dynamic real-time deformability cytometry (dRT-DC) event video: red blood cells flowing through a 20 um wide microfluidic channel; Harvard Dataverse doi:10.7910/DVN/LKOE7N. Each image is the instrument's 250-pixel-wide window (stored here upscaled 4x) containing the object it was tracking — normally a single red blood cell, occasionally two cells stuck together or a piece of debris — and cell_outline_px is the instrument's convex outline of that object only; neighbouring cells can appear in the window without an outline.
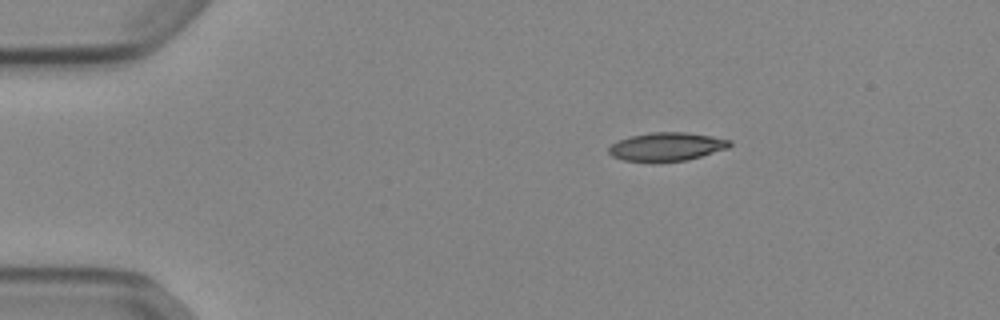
{"species": "Egyptian fruit bat (a non-hibernating species)", "species_latin": "Rousettus aegyptiacus", "temperature_condition": "cold", "stored_images_in_passage": 44, "camera_frame_rate_fps": 3000, "um_per_image_px": 0.085, "animal": {"sex": "female"}, "frame": {"image": 1, "passage_image": 1, "time_ms": 0.0, "image_size_px": [1000, 320], "cell_outline_px": [[732, 144], [728, 148], [688, 160], [656, 164], [624, 160], [612, 156], [608, 152], [608, 148], [616, 140], [628, 136], [652, 132], [688, 132], [712, 136], [732, 140]], "centroid_in_image_um": [56.64, 12.49], "position_along_channel_um": 28.4, "area_um2": 20.75}}
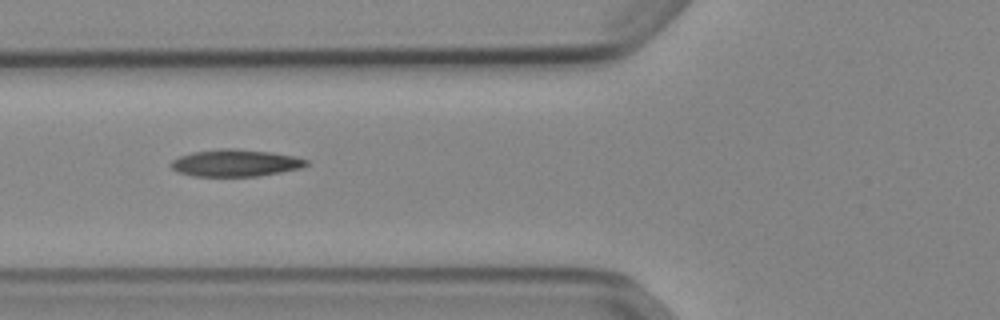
{"frame": {"image": 2, "passage_image": 12, "time_ms": 3.667, "image_size_px": [1000, 320], "cell_outline_px": [[308, 164], [300, 168], [280, 172], [256, 176], [192, 176], [180, 172], [172, 168], [172, 160], [180, 156], [192, 152], [224, 148], [232, 148], [268, 152], [296, 156], [308, 160]], "centroid_in_image_um": [20.02, 13.85], "position_along_channel_um": 105.8, "area_um2": 21.04}}
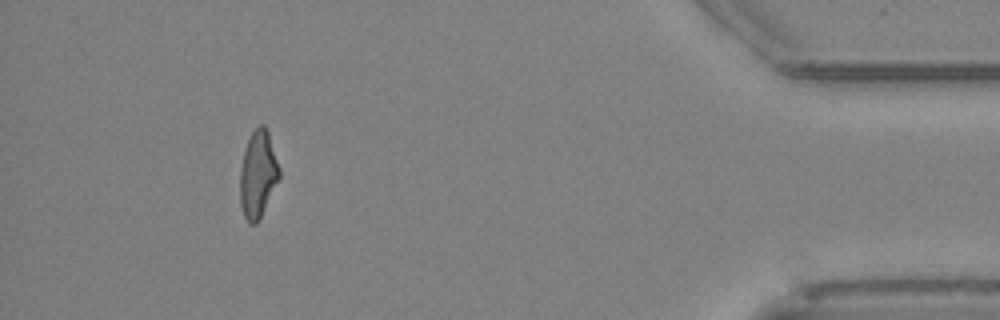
{"frame": {"image": 3, "passage_image": 40, "time_ms": 13.0, "image_size_px": [1000, 320], "cell_outline_px": [[280, 176], [260, 220], [256, 224], [248, 224], [244, 216], [240, 204], [240, 172], [244, 148], [252, 132], [260, 124], [264, 124], [268, 132], [280, 168]], "centroid_in_image_um": [21.92, 14.85], "position_along_channel_um": 413.3, "area_um2": 20.0}, "authors_computed_cell_mechanics": {"area_um2": 20.4034, "velocity_mm_per_s": 3.8975, "shape_relaxation_time_tau1_ms": 8.9517, "shape_relaxation_time_tau2_ms": 3.3375, "deformation_change_tau1": 0.2171, "deformation_change_tau2": 0.1148}}